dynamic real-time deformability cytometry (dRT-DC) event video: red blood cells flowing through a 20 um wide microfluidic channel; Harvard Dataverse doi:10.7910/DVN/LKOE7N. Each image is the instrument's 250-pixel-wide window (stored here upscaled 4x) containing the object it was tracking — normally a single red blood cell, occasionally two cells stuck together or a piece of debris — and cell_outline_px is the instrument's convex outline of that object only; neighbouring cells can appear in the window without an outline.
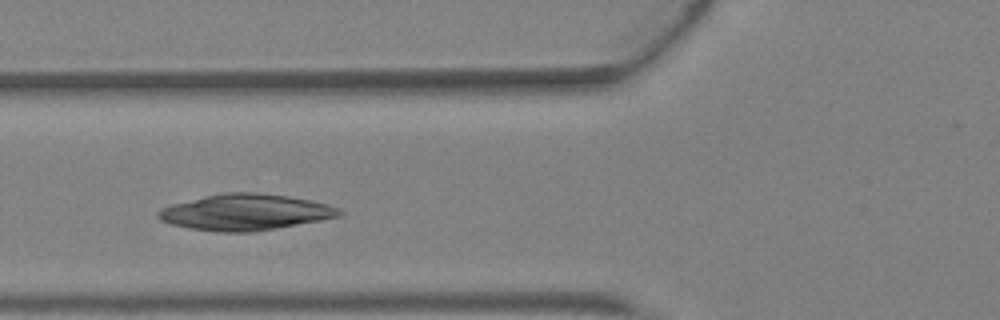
{"species": "Egyptian fruit bat (a non-hibernating species)", "species_latin": "Rousettus aegyptiacus", "temperature_condition": "warm", "stored_images_in_passage": 2, "camera_frame_rate_fps": 3000, "um_per_image_px": 0.085, "animal": {"sex": "female"}, "frame": {"image": 1, "passage_image": 2, "time_ms": 0.333, "image_size_px": [1000, 320], "cell_outline_px": [[344, 212], [340, 216], [320, 220], [276, 228], [248, 232], [216, 232], [188, 228], [172, 224], [160, 220], [156, 216], [156, 212], [160, 208], [172, 204], [220, 192], [260, 192], [288, 196], [312, 200], [328, 204], [340, 208]], "centroid_in_image_um": [20.84, 18.02], "position_along_channel_um": 105.0, "area_um2": 38.32}}